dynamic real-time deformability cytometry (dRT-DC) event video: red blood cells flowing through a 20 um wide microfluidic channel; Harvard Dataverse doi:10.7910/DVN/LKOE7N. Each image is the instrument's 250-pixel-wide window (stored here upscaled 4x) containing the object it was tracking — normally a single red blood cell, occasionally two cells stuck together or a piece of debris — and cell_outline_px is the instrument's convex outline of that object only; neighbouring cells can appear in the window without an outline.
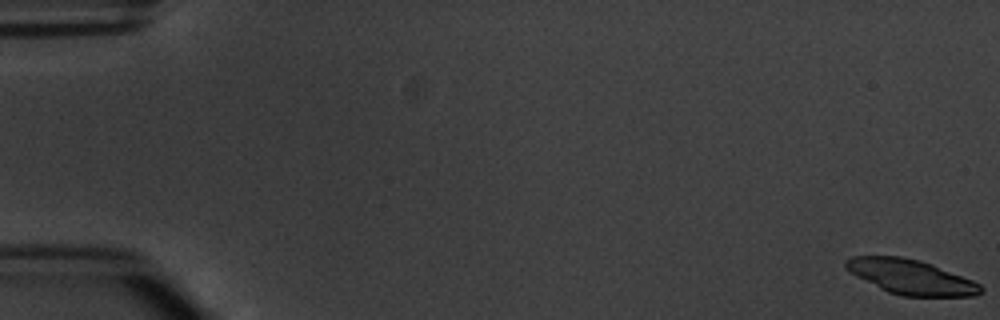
{"species": "common noctule bat (a hibernating species)", "species_latin": "Nyctalus noctula", "temperature_condition": "warm", "stored_images_in_passage": 5, "camera_frame_rate_fps": 3000, "um_per_image_px": 0.085, "animal": {"sex": "male", "body_mass_g": 20.1, "forearm_length_mm": 53.5}, "frame": {"image": 1, "passage_image": 1, "time_ms": 0.0, "image_size_px": [1000, 320], "cell_outline_px": [[984, 292], [976, 296], [900, 296], [888, 292], [856, 276], [844, 268], [844, 260], [852, 256], [900, 256], [920, 260], [932, 264], [972, 280], [980, 284], [984, 288]], "centroid_in_image_um": [77.42, 23.54], "position_along_channel_um": 7.6, "area_um2": 27.4}}